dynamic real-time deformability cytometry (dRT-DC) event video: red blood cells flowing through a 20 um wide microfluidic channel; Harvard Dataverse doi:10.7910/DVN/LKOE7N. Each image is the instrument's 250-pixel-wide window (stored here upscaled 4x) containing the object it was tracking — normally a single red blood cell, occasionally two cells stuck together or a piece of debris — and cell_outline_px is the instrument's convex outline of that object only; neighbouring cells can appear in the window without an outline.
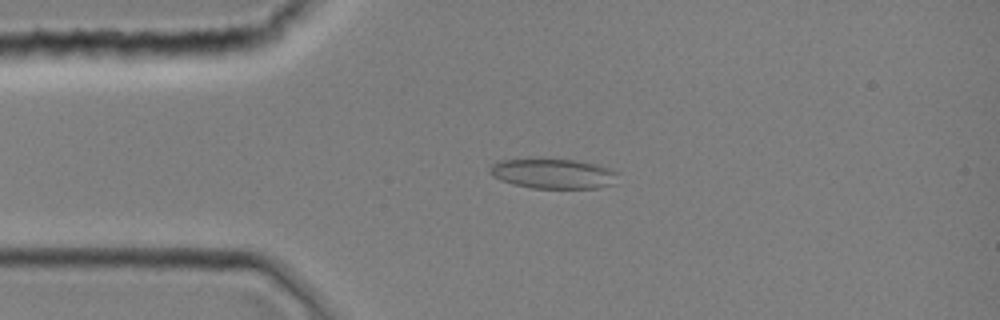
{"species": "common noctule bat (a hibernating species)", "species_latin": "Nyctalus noctula", "temperature_condition": "room temperature", "stored_images_in_passage": 2, "camera_frame_rate_fps": 3000, "um_per_image_px": 0.085, "animal": {"sex": "female", "body_mass_g": 19.0, "forearm_length_mm": 51.5}, "frame": {"image": 1, "passage_image": 1, "time_ms": 0.0, "image_size_px": [1000, 320], "cell_outline_px": [[616, 172], [612, 184], [600, 188], [532, 188], [512, 184], [500, 180], [492, 176], [488, 172], [488, 168], [492, 164], [500, 160], [540, 156], [572, 160], [596, 164], [608, 168]], "centroid_in_image_um": [46.89, 14.72], "position_along_channel_um": 38.1, "area_um2": 22.95}}